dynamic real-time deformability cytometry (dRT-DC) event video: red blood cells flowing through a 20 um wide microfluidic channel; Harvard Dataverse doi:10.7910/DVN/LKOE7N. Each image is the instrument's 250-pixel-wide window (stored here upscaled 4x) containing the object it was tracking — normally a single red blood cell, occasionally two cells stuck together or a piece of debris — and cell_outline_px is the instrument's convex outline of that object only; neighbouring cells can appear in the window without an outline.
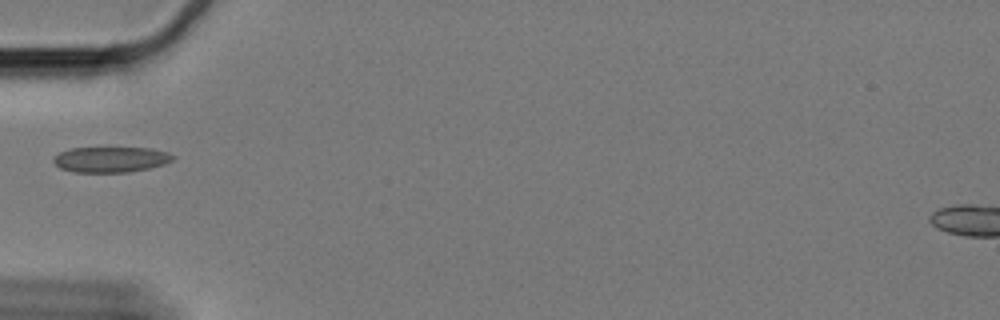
{"species": "Egyptian fruit bat (a non-hibernating species)", "species_latin": "Rousettus aegyptiacus", "temperature_condition": "cold", "stored_images_in_passage": 11, "camera_frame_rate_fps": 3000, "um_per_image_px": 0.085, "animal": {"sex": "female"}, "frame": {"image": 1, "passage_image": 1, "time_ms": 0.0, "image_size_px": [1000, 320], "cell_outline_px": [[176, 156], [172, 160], [164, 164], [148, 168], [128, 172], [72, 172], [60, 168], [52, 160], [60, 152], [72, 148], [108, 144], [152, 148], [168, 152]], "centroid_in_image_um": [9.43, 13.49], "position_along_channel_um": 75.6, "area_um2": 18.84}}
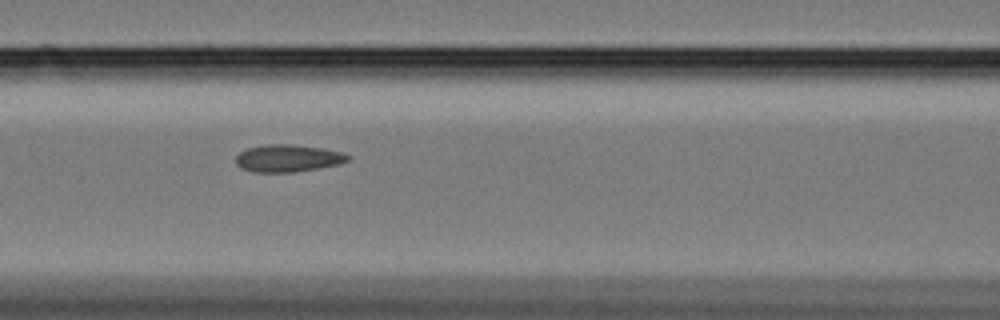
{"frame": {"image": 2, "passage_image": 7, "time_ms": 2.0, "image_size_px": [1000, 320], "cell_outline_px": [[352, 156], [348, 160], [340, 164], [292, 172], [252, 172], [240, 168], [236, 164], [236, 156], [240, 152], [248, 148], [264, 144], [292, 144], [320, 148], [340, 152]], "centroid_in_image_um": [24.43, 13.45], "position_along_channel_um": 142.2, "area_um2": 17.74}}
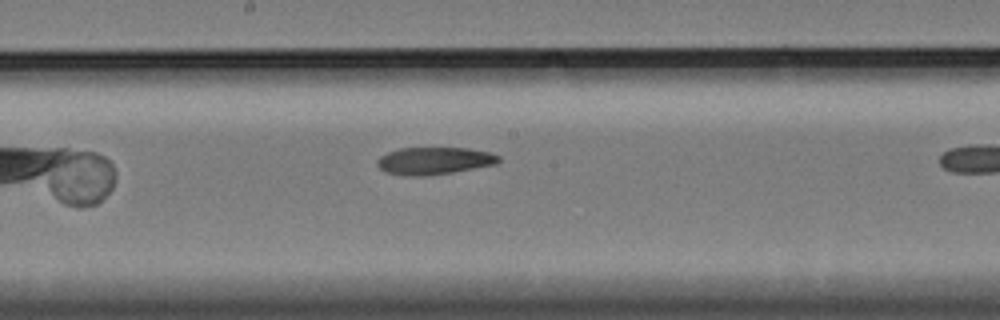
{"frame": {"image": 3, "passage_image": 9, "time_ms": 2.667, "image_size_px": [1000, 320], "cell_outline_px": [[500, 160], [496, 164], [452, 172], [424, 176], [404, 176], [384, 172], [376, 164], [376, 160], [380, 156], [388, 152], [400, 148], [468, 148], [492, 152], [500, 156]], "centroid_in_image_um": [36.89, 13.67], "position_along_channel_um": 211.3, "area_um2": 19.48}}